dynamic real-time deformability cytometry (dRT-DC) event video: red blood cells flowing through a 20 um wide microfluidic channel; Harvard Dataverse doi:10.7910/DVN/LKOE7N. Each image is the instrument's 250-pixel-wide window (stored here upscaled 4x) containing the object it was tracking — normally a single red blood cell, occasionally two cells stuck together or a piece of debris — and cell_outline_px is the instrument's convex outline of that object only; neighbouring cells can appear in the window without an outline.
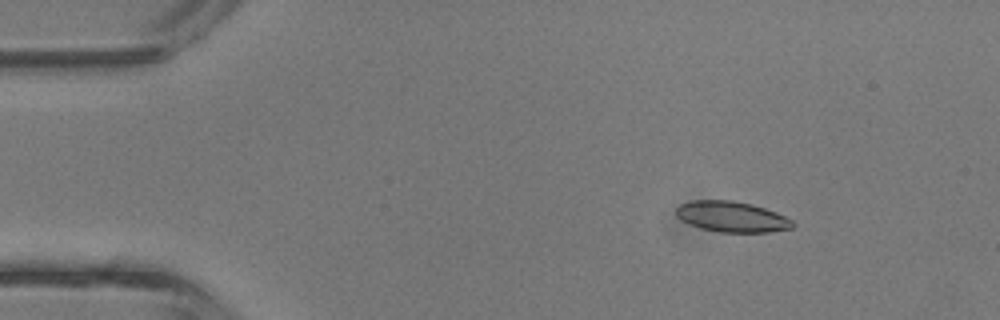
{"species": "common noctule bat (a hibernating species)", "species_latin": "Nyctalus noctula", "temperature_condition": "room temperature", "stored_images_in_passage": 9, "camera_frame_rate_fps": 3000, "um_per_image_px": 0.085, "animal": {"sex": "male", "body_mass_g": 13.3}, "frame": {"image": 1, "passage_image": 2, "time_ms": 0.333, "image_size_px": [1000, 320], "cell_outline_px": [[796, 224], [792, 228], [768, 232], [720, 232], [700, 228], [688, 224], [680, 220], [676, 216], [676, 208], [680, 204], [692, 200], [732, 200], [752, 204], [776, 212], [792, 220]], "centroid_in_image_um": [62.18, 18.42], "position_along_channel_um": 22.8, "area_um2": 20.92}}
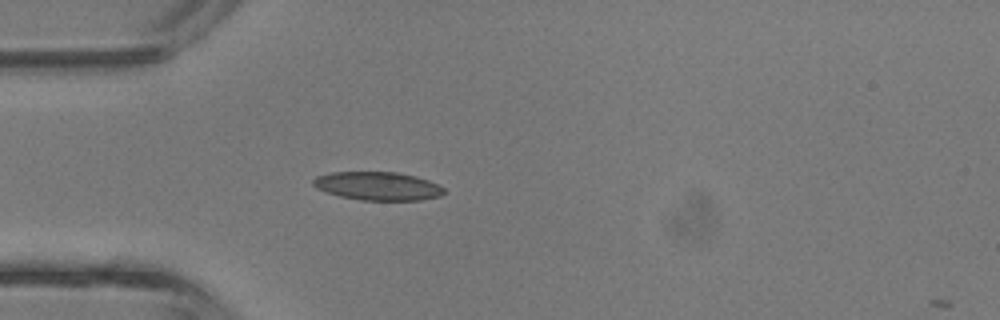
{"frame": {"image": 2, "passage_image": 8, "time_ms": 2.333, "image_size_px": [1000, 320], "cell_outline_px": [[444, 192], [440, 196], [420, 200], [360, 200], [340, 196], [316, 188], [312, 184], [312, 180], [316, 176], [332, 172], [396, 172], [416, 176], [428, 180], [444, 188]], "centroid_in_image_um": [32.09, 15.81], "position_along_channel_um": 52.9, "area_um2": 21.56}}